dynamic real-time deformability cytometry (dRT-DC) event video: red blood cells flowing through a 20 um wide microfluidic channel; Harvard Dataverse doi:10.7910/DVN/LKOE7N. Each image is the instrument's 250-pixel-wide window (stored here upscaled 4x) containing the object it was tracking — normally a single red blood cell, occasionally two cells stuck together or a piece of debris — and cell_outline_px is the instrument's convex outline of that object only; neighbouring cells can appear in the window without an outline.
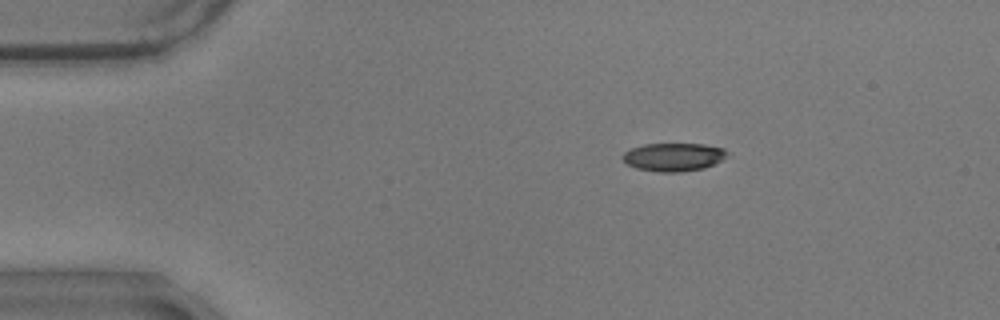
{"species": "common noctule bat (a hibernating species)", "species_latin": "Nyctalus noctula", "temperature_condition": "warm", "stored_images_in_passage": 49, "camera_frame_rate_fps": 3000, "um_per_image_px": 0.085, "animal": {"sex": "male", "body_mass_g": 17.9}, "frame": {"image": 1, "passage_image": 1, "time_ms": 0.0, "image_size_px": [1000, 320], "cell_outline_px": [[728, 152], [720, 160], [704, 168], [680, 172], [656, 172], [636, 168], [628, 164], [620, 156], [624, 152], [632, 148], [644, 144], [704, 144], [724, 148]], "centroid_in_image_um": [57.21, 13.34], "position_along_channel_um": 27.8, "area_um2": 17.05}}
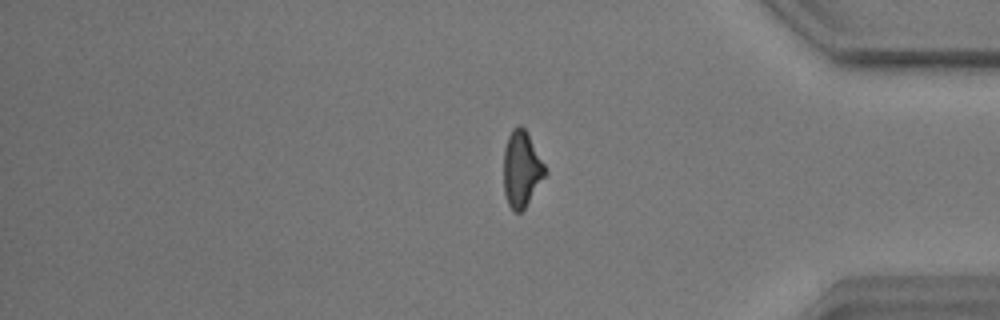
{"frame": {"image": 2, "passage_image": 39, "time_ms": 12.667, "image_size_px": [1000, 320], "cell_outline_px": [[548, 172], [524, 208], [520, 212], [512, 212], [508, 204], [504, 192], [504, 148], [508, 136], [512, 128], [516, 124], [520, 124], [528, 132]], "centroid_in_image_um": [44.33, 14.34], "position_along_channel_um": 390.9, "area_um2": 18.5}}
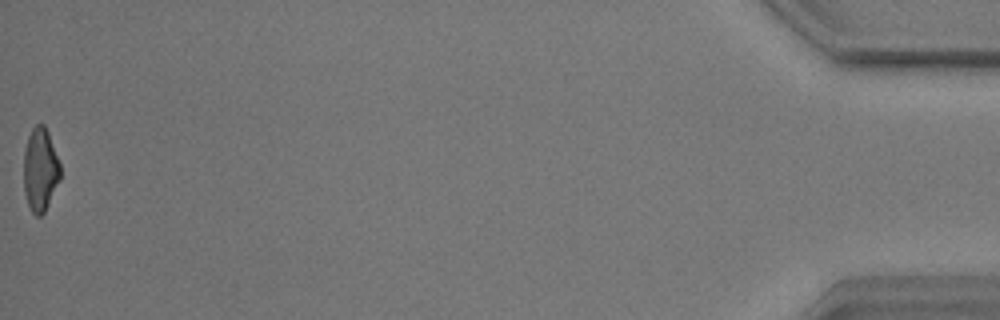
{"frame": {"image": 3, "passage_image": 49, "time_ms": 16.0, "image_size_px": [1000, 320], "cell_outline_px": [[60, 180], [44, 212], [40, 216], [36, 216], [32, 212], [28, 204], [24, 192], [24, 148], [28, 136], [32, 128], [36, 124], [44, 124], [48, 132], [60, 164]], "centroid_in_image_um": [3.41, 14.41], "position_along_channel_um": 431.8, "area_um2": 17.74}, "authors_computed_cell_mechanics": {"area_um2": 18.496, "velocity_mm_per_s": 3.5084, "shape_relaxation_time_tau1_ms": 4.7617, "shape_relaxation_time_tau2_ms": 3.2667, "deformation_change_tau1": 0.1743, "deformation_change_tau2": 0.1199}}